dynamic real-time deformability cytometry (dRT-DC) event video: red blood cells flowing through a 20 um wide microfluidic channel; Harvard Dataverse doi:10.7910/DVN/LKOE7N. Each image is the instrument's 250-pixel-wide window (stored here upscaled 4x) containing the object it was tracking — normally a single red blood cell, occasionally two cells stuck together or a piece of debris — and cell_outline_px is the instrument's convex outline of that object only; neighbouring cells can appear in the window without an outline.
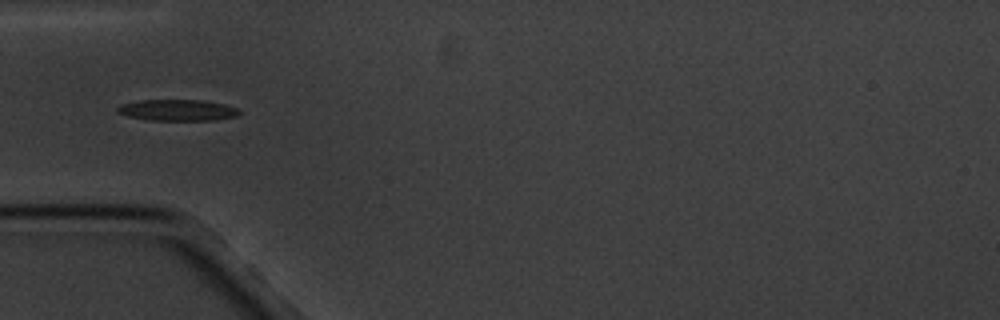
{"species": "common noctule bat (a hibernating species)", "species_latin": "Nyctalus noctula", "temperature_condition": "cold", "stored_images_in_passage": 12, "segment_of_instrument_passage": [2, 2], "camera_frame_rate_fps": 3000, "um_per_image_px": 0.085, "animal": {"sex": "male", "body_mass_g": 20.1, "forearm_length_mm": 53.5}, "frame": {"image": 1, "passage_image": 5, "time_ms": 4.333, "image_size_px": [1000, 320], "cell_outline_px": [[240, 116], [216, 120], [152, 120], [128, 116], [116, 112], [116, 108], [120, 104], [140, 100], [200, 100], [224, 104], [236, 108], [240, 112]], "centroid_in_image_um": [15.09, 9.36], "position_along_channel_um": 69.9, "area_um2": 15.09}}
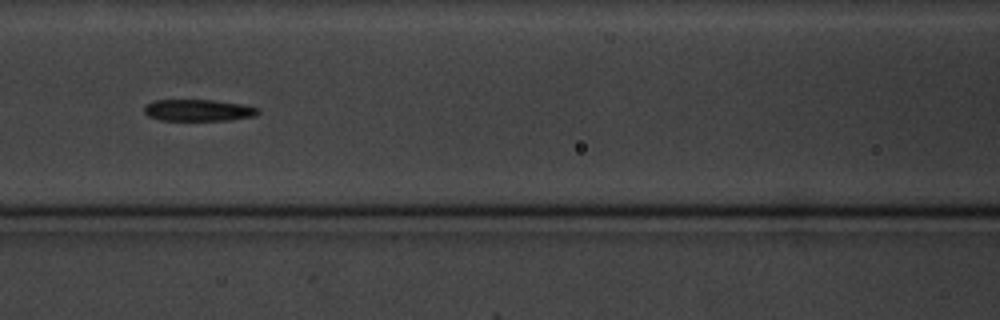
{"frame": {"image": 2, "passage_image": 7, "time_ms": 6.667, "image_size_px": [1000, 320], "cell_outline_px": [[260, 112], [256, 116], [232, 120], [160, 120], [148, 116], [144, 112], [144, 108], [152, 100], [216, 100], [244, 104], [260, 108]], "centroid_in_image_um": [16.92, 9.37], "position_along_channel_um": 149.7, "area_um2": 14.57}}
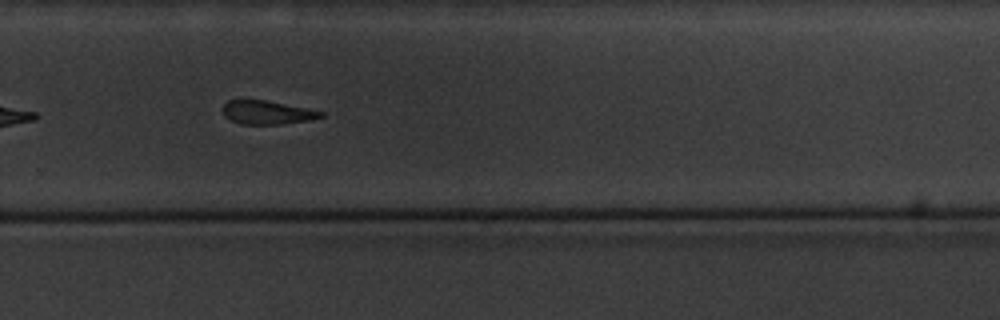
{"frame": {"image": 3, "passage_image": 11, "time_ms": 11.333, "image_size_px": [1000, 320], "cell_outline_px": [[324, 116], [312, 120], [280, 124], [240, 124], [224, 116], [220, 108], [228, 100], [268, 100], [324, 112]], "centroid_in_image_um": [22.68, 9.56], "position_along_channel_um": 307.1, "area_um2": 13.58}}